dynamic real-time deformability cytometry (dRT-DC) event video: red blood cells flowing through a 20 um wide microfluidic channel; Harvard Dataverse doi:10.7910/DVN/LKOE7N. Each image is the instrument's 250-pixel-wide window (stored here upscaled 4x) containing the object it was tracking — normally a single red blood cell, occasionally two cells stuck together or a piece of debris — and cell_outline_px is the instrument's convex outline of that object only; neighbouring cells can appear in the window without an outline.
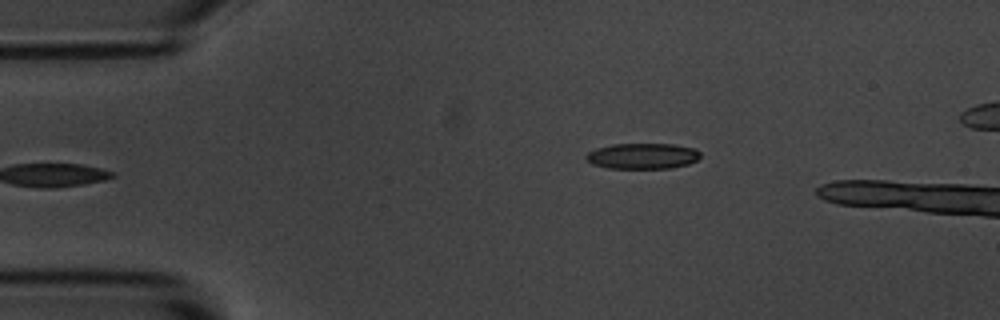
{"species": "common noctule bat (a hibernating species)", "species_latin": "Nyctalus noctula", "temperature_condition": "room temperature", "stored_images_in_passage": 6, "camera_frame_rate_fps": 3000, "um_per_image_px": 0.085, "animal": {"sex": "male", "body_mass_g": 20.1, "forearm_length_mm": 53.5}, "frame": {"image": 1, "passage_image": 6, "time_ms": 6.0, "image_size_px": [1000, 320], "cell_outline_px": [[700, 156], [696, 160], [688, 164], [672, 168], [608, 168], [592, 164], [584, 156], [588, 152], [596, 148], [612, 144], [672, 144], [696, 148], [700, 152]], "centroid_in_image_um": [54.62, 13.26], "position_along_channel_um": 30.4, "area_um2": 17.17}}